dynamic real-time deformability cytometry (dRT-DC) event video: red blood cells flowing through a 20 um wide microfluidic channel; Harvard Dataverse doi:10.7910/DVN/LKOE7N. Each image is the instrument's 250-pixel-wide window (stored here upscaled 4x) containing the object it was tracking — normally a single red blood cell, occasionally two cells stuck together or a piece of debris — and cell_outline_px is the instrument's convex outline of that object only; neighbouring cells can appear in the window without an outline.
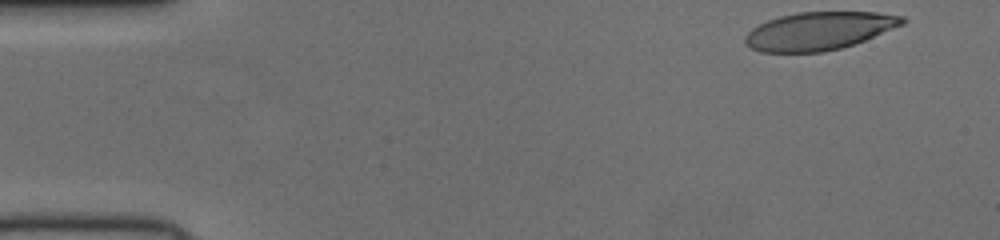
{"species": "human", "species_latin": "Homo sapiens", "temperature_condition": "cold", "stored_images_in_passage": 49, "camera_frame_rate_fps": 3000, "um_per_image_px": 0.085, "donor": {"sex": "female"}, "frame": {"image": 1, "passage_image": 1, "time_ms": 0.0, "image_size_px": [1000, 240], "cell_outline_px": [[908, 20], [904, 24], [864, 40], [840, 48], [824, 52], [760, 52], [744, 44], [744, 36], [752, 28], [768, 20], [780, 16], [796, 12], [876, 12], [904, 16]], "centroid_in_image_um": [69.61, 2.62], "position_along_channel_um": 15.4, "area_um2": 34.8}}
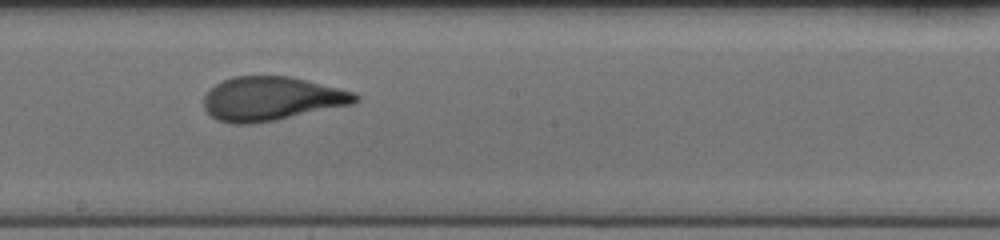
{"frame": {"image": 2, "passage_image": 26, "time_ms": 8.333, "image_size_px": [1000, 240], "cell_outline_px": [[360, 100], [352, 104], [276, 120], [248, 124], [232, 124], [216, 120], [204, 108], [204, 96], [216, 84], [232, 76], [288, 76], [352, 92], [360, 96]], "centroid_in_image_um": [23.04, 8.4], "position_along_channel_um": 225.2, "area_um2": 38.32}}
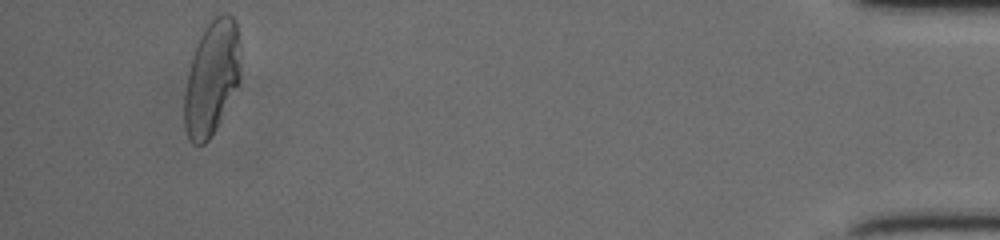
{"frame": {"image": 3, "passage_image": 46, "time_ms": 15.0, "image_size_px": [1000, 240], "cell_outline_px": [[240, 76], [220, 120], [216, 128], [208, 140], [204, 144], [192, 144], [188, 140], [184, 128], [184, 92], [188, 72], [192, 56], [196, 44], [200, 36], [208, 24], [216, 16], [224, 12], [228, 12], [232, 16], [236, 24], [240, 40]], "centroid_in_image_um": [17.97, 6.62], "position_along_channel_um": 417.2, "area_um2": 37.28}}